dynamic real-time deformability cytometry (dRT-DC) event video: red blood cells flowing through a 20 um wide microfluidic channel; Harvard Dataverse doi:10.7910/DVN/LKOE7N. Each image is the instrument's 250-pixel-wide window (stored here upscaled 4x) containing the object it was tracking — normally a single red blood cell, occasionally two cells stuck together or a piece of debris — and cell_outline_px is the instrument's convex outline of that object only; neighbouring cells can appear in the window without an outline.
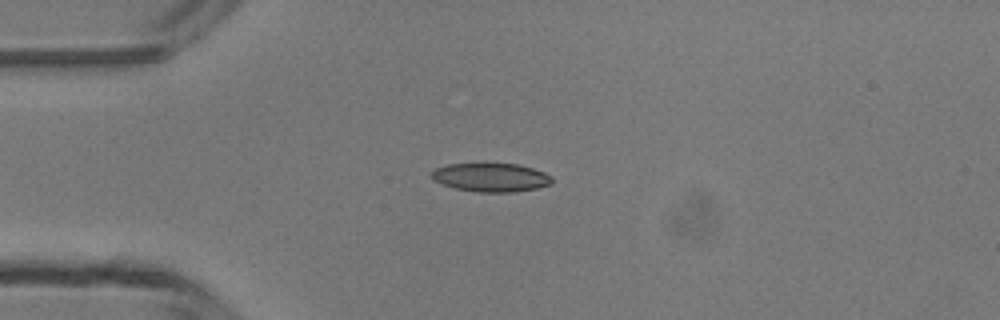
{"species": "common noctule bat (a hibernating species)", "species_latin": "Nyctalus noctula", "temperature_condition": "room temperature", "stored_images_in_passage": 3, "camera_frame_rate_fps": 3000, "um_per_image_px": 0.085, "animal": {"sex": "male", "body_mass_g": 13.3}, "frame": {"image": 1, "passage_image": 1, "time_ms": 0.0, "image_size_px": [1000, 320], "cell_outline_px": [[552, 184], [536, 188], [516, 192], [476, 192], [456, 188], [440, 184], [432, 180], [432, 172], [436, 168], [448, 164], [516, 164], [532, 168], [544, 172], [552, 176]], "centroid_in_image_um": [41.73, 15.09], "position_along_channel_um": 43.3, "area_um2": 20.06}}
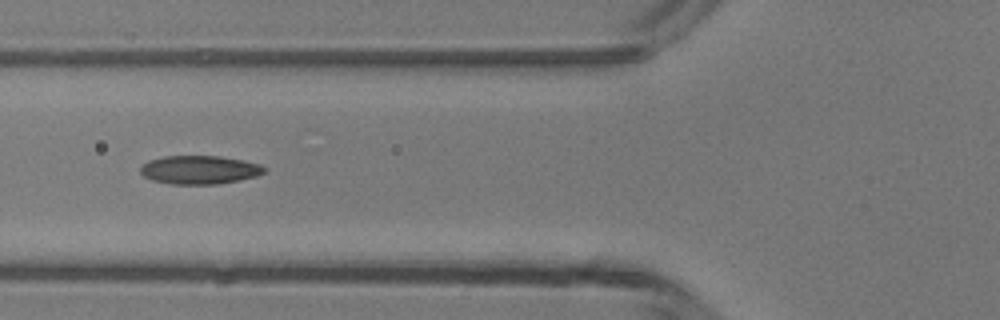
{"frame": {"image": 2, "passage_image": 3, "time_ms": 2.0, "image_size_px": [1000, 320], "cell_outline_px": [[264, 172], [256, 176], [216, 184], [172, 184], [152, 180], [144, 176], [140, 172], [140, 168], [148, 160], [164, 156], [220, 156], [244, 160], [260, 164], [264, 168]], "centroid_in_image_um": [16.93, 14.42], "position_along_channel_um": 108.9, "area_um2": 20.4}}